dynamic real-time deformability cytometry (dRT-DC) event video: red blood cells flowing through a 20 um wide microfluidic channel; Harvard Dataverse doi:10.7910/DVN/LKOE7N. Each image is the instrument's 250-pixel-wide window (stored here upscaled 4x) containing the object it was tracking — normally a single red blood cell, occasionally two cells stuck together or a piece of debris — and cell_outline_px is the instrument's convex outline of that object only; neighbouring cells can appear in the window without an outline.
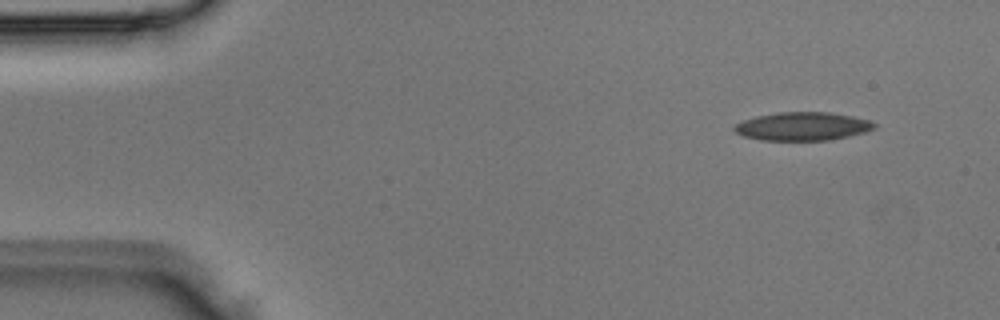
{"species": "Egyptian fruit bat (a non-hibernating species)", "species_latin": "Rousettus aegyptiacus", "temperature_condition": "room temperature", "stored_images_in_passage": 3, "camera_frame_rate_fps": 3000, "um_per_image_px": 0.085, "animal": {"sex": "male"}, "frame": {"image": 1, "passage_image": 1, "time_ms": 0.0, "image_size_px": [1000, 320], "cell_outline_px": [[876, 128], [864, 132], [848, 136], [828, 140], [764, 140], [744, 136], [736, 132], [732, 128], [736, 124], [744, 120], [756, 116], [780, 112], [828, 112], [852, 116], [868, 120], [876, 124]], "centroid_in_image_um": [68.22, 10.73], "position_along_channel_um": 16.8, "area_um2": 22.89}}